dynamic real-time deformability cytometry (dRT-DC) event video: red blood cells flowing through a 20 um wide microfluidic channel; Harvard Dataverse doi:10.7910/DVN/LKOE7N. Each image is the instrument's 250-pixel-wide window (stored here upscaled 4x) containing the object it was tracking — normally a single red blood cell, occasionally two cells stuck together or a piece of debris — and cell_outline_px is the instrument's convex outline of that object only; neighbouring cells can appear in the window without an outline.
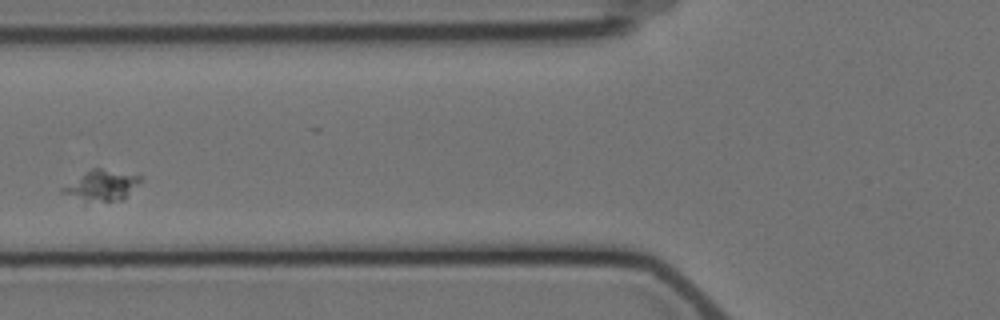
{"species": "Egyptian fruit bat (a non-hibernating species)", "species_latin": "Rousettus aegyptiacus", "temperature_condition": "cold", "stored_images_in_passage": 4, "camera_frame_rate_fps": 3000, "um_per_image_px": 0.085, "animal": {"sex": "female"}, "frame": {"image": 1, "passage_image": 4, "time_ms": 3.667, "image_size_px": [1000, 320], "cell_outline_px": [[140, 180], [124, 200], [104, 200], [60, 192], [60, 188], [92, 168], [100, 168], [140, 176]], "centroid_in_image_um": [8.7, 15.7], "position_along_channel_um": 117.1, "area_um2": 12.6}}